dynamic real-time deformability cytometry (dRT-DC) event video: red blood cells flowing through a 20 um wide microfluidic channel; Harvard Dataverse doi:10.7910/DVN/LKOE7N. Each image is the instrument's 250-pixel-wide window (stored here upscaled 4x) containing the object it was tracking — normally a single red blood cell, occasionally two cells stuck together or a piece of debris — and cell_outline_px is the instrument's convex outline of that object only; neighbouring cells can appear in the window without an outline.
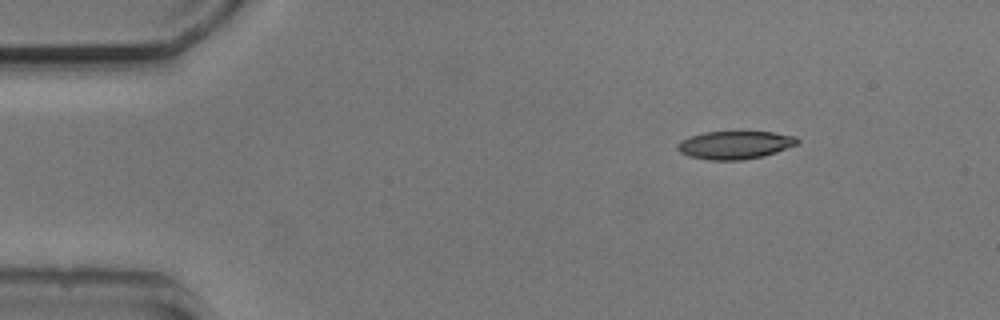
{"species": "common noctule bat (a hibernating species)", "species_latin": "Nyctalus noctula", "temperature_condition": "cold", "stored_images_in_passage": 4, "camera_frame_rate_fps": 3000, "um_per_image_px": 0.085, "animal": {"sex": "male", "body_mass_g": 20.5, "forearm_length_mm": 52.5}, "frame": {"image": 1, "passage_image": 1, "time_ms": 0.0, "image_size_px": [1000, 320], "cell_outline_px": [[800, 140], [796, 144], [776, 152], [764, 156], [744, 160], [708, 160], [688, 156], [680, 152], [676, 148], [676, 144], [680, 140], [704, 132], [772, 132], [796, 136]], "centroid_in_image_um": [62.44, 12.33], "position_along_channel_um": 22.6, "area_um2": 19.59}}
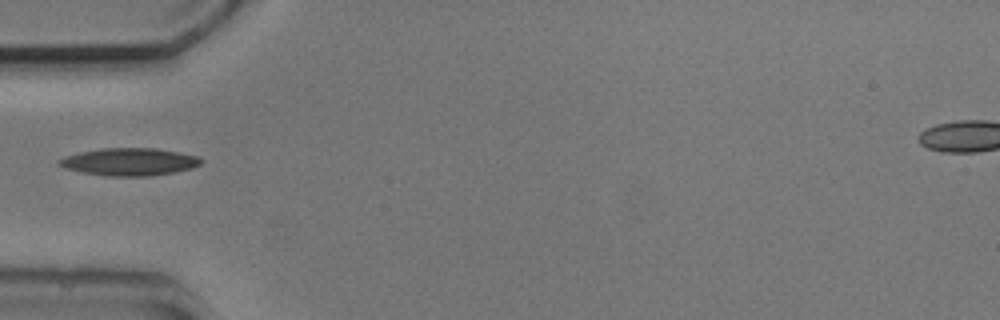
{"frame": {"image": 2, "passage_image": 4, "time_ms": 3.333, "image_size_px": [1000, 320], "cell_outline_px": [[204, 160], [200, 164], [192, 168], [176, 172], [152, 176], [108, 176], [84, 172], [64, 168], [56, 164], [56, 160], [64, 156], [80, 152], [100, 148], [156, 148], [196, 156]], "centroid_in_image_um": [10.96, 13.75], "position_along_channel_um": 74.0, "area_um2": 22.83}}